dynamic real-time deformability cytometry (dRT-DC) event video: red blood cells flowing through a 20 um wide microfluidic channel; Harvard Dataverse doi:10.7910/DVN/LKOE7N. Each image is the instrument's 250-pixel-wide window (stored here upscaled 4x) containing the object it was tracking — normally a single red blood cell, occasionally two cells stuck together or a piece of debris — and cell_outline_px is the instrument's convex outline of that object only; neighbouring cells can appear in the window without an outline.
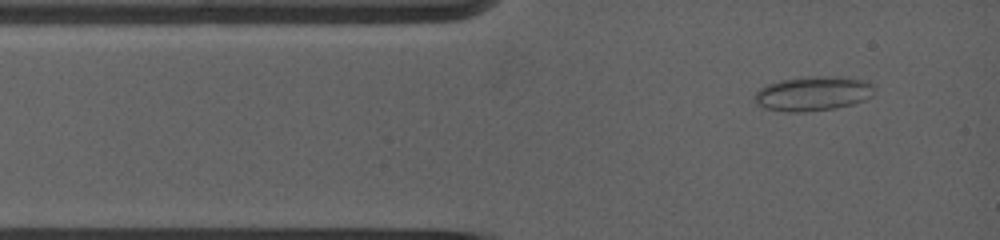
{"species": "common noctule bat (a hibernating species)", "species_latin": "Nyctalus noctula", "temperature_condition": "warm", "stored_images_in_passage": 68, "camera_frame_rate_fps": 5000, "um_per_image_px": 0.085, "animal": {"sex": "female", "body_mass_g": 19.0, "forearm_length_mm": 53.3}, "frame": {"image": 1, "passage_image": 4, "time_ms": 0.8, "image_size_px": [1000, 240], "cell_outline_px": [[876, 92], [872, 96], [864, 100], [852, 104], [836, 108], [804, 112], [784, 112], [764, 108], [756, 104], [752, 100], [752, 96], [760, 88], [768, 84], [780, 80], [812, 76], [848, 76], [864, 80], [872, 84], [876, 88]], "centroid_in_image_um": [69.11, 7.95], "position_along_channel_um": 15.9, "area_um2": 24.62}}
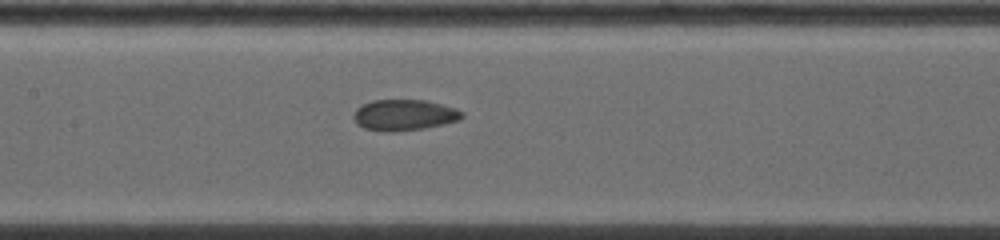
{"frame": {"image": 2, "passage_image": 25, "time_ms": 5.6, "image_size_px": [1000, 240], "cell_outline_px": [[464, 116], [460, 120], [444, 124], [424, 128], [396, 132], [388, 132], [364, 128], [356, 124], [352, 116], [356, 108], [372, 100], [424, 100], [456, 108], [464, 112]], "centroid_in_image_um": [34.35, 9.78], "position_along_channel_um": 173.0, "area_um2": 19.71}}
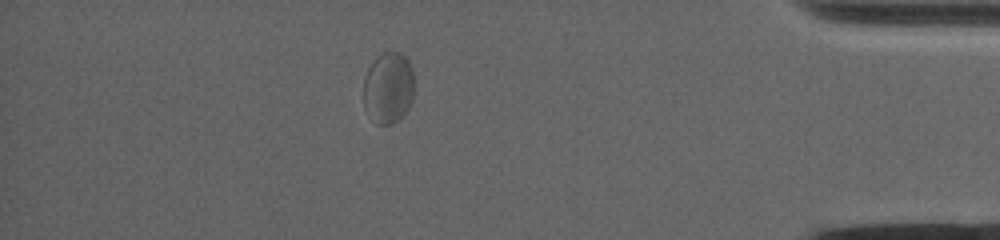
{"frame": {"image": 3, "passage_image": 51, "time_ms": 12.8, "image_size_px": [1000, 240], "cell_outline_px": [[412, 100], [408, 108], [392, 124], [376, 124], [364, 108], [364, 76], [372, 60], [376, 56], [384, 52], [400, 52], [408, 60], [412, 68]], "centroid_in_image_um": [32.97, 7.43], "position_along_channel_um": 402.2, "area_um2": 20.98}}